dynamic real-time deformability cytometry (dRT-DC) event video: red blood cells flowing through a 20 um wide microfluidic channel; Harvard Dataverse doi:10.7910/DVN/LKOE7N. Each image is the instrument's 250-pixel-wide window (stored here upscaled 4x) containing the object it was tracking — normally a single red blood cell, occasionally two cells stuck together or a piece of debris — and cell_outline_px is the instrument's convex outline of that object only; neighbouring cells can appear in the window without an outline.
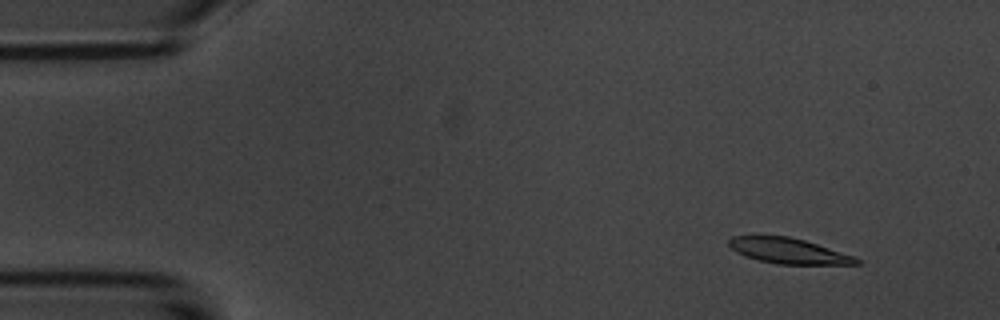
{"species": "common noctule bat (a hibernating species)", "species_latin": "Nyctalus noctula", "temperature_condition": "room temperature", "stored_images_in_passage": 5, "camera_frame_rate_fps": 3000, "um_per_image_px": 0.085, "animal": {"sex": "male", "body_mass_g": 20.1, "forearm_length_mm": 53.5}, "frame": {"image": 1, "passage_image": 2, "time_ms": 1.333, "image_size_px": [1000, 320], "cell_outline_px": [[860, 264], [776, 264], [744, 256], [736, 252], [728, 244], [728, 240], [732, 236], [788, 236], [804, 240], [856, 256], [860, 260]], "centroid_in_image_um": [67.03, 21.32], "position_along_channel_um": 18.0, "area_um2": 18.84}}
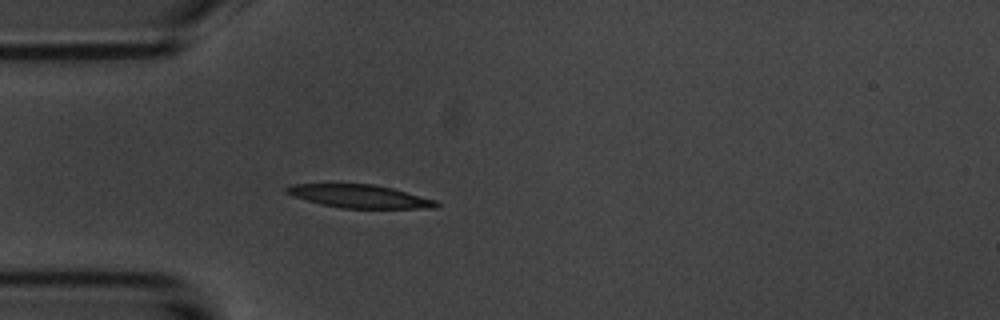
{"frame": {"image": 2, "passage_image": 5, "time_ms": 4.667, "image_size_px": [1000, 320], "cell_outline_px": [[440, 204], [436, 208], [344, 208], [320, 204], [292, 196], [284, 192], [284, 188], [292, 184], [372, 184], [392, 188], [436, 200]], "centroid_in_image_um": [30.54, 16.68], "position_along_channel_um": 54.5, "area_um2": 20.11}}